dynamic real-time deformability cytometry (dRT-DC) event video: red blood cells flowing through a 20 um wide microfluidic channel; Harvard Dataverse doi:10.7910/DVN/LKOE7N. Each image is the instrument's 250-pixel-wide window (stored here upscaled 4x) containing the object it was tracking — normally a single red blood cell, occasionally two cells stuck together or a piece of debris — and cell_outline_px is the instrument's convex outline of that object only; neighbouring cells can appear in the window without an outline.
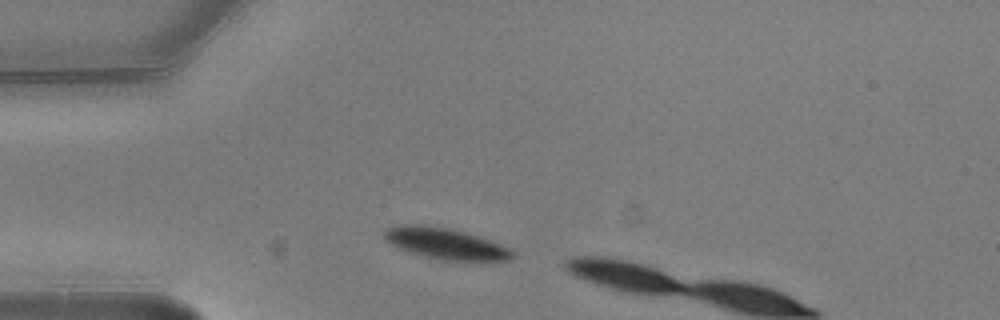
{"species": "common noctule bat (a hibernating species)", "species_latin": "Nyctalus noctula", "temperature_condition": "warm", "stored_images_in_passage": 2, "camera_frame_rate_fps": 3000, "um_per_image_px": 0.085, "animal": {"sex": "male", "body_mass_g": 20.5, "forearm_length_mm": 52.5}, "frame": {"image": 1, "passage_image": 1, "time_ms": 0.0, "image_size_px": [1000, 320], "cell_outline_px": [[516, 256], [508, 260], [444, 260], [424, 256], [400, 248], [384, 240], [384, 232], [388, 228], [400, 224], [424, 224], [448, 228], [464, 232], [500, 244], [508, 248]], "centroid_in_image_um": [37.83, 20.69], "position_along_channel_um": 47.2, "area_um2": 22.77}}